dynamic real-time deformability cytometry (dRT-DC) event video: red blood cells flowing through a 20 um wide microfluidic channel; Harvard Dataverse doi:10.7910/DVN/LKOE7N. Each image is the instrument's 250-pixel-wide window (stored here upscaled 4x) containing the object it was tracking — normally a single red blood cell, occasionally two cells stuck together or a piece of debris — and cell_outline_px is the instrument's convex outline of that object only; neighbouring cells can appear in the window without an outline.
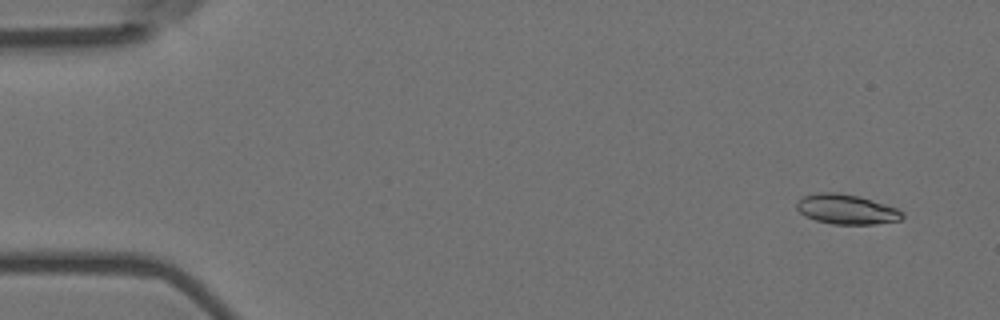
{"species": "Egyptian fruit bat (a non-hibernating species)", "species_latin": "Rousettus aegyptiacus", "temperature_condition": "room temperature", "stored_images_in_passage": 6, "camera_frame_rate_fps": 3000, "um_per_image_px": 0.085, "animal": {"sex": "female"}, "frame": {"image": 1, "passage_image": 2, "time_ms": 0.333, "image_size_px": [1000, 320], "cell_outline_px": [[904, 216], [900, 220], [876, 224], [832, 224], [816, 220], [800, 212], [796, 208], [796, 204], [800, 196], [816, 192], [836, 192], [860, 196], [896, 208], [904, 212]], "centroid_in_image_um": [71.93, 17.77], "position_along_channel_um": 13.1, "area_um2": 18.44}}